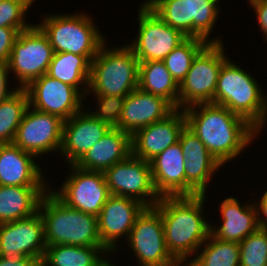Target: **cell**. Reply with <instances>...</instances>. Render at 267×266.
I'll list each match as a JSON object with an SVG mask.
<instances>
[{
  "instance_id": "obj_1",
  "label": "cell",
  "mask_w": 267,
  "mask_h": 266,
  "mask_svg": "<svg viewBox=\"0 0 267 266\" xmlns=\"http://www.w3.org/2000/svg\"><path fill=\"white\" fill-rule=\"evenodd\" d=\"M186 126L222 165L239 158L258 139L255 127L228 108L213 103L184 109Z\"/></svg>"
},
{
  "instance_id": "obj_2",
  "label": "cell",
  "mask_w": 267,
  "mask_h": 266,
  "mask_svg": "<svg viewBox=\"0 0 267 266\" xmlns=\"http://www.w3.org/2000/svg\"><path fill=\"white\" fill-rule=\"evenodd\" d=\"M206 199V195L161 197L154 206L162 217L167 250L177 262H189L210 234L211 222L203 211Z\"/></svg>"
},
{
  "instance_id": "obj_3",
  "label": "cell",
  "mask_w": 267,
  "mask_h": 266,
  "mask_svg": "<svg viewBox=\"0 0 267 266\" xmlns=\"http://www.w3.org/2000/svg\"><path fill=\"white\" fill-rule=\"evenodd\" d=\"M107 41L90 63L86 94V97L94 95L95 107L103 109H110L117 101L124 99L138 88L139 83L140 62L131 47L128 44L112 47Z\"/></svg>"
},
{
  "instance_id": "obj_4",
  "label": "cell",
  "mask_w": 267,
  "mask_h": 266,
  "mask_svg": "<svg viewBox=\"0 0 267 266\" xmlns=\"http://www.w3.org/2000/svg\"><path fill=\"white\" fill-rule=\"evenodd\" d=\"M38 211L44 223L46 246L104 247L97 217L66 206L50 189L42 197Z\"/></svg>"
},
{
  "instance_id": "obj_5",
  "label": "cell",
  "mask_w": 267,
  "mask_h": 266,
  "mask_svg": "<svg viewBox=\"0 0 267 266\" xmlns=\"http://www.w3.org/2000/svg\"><path fill=\"white\" fill-rule=\"evenodd\" d=\"M74 13L49 12L36 25L47 36L54 53L83 55L91 62L107 37L95 25L92 15L85 11Z\"/></svg>"
},
{
  "instance_id": "obj_6",
  "label": "cell",
  "mask_w": 267,
  "mask_h": 266,
  "mask_svg": "<svg viewBox=\"0 0 267 266\" xmlns=\"http://www.w3.org/2000/svg\"><path fill=\"white\" fill-rule=\"evenodd\" d=\"M246 70L230 58L222 65L213 104L228 108L256 127L263 118L267 92L263 91L255 76Z\"/></svg>"
},
{
  "instance_id": "obj_7",
  "label": "cell",
  "mask_w": 267,
  "mask_h": 266,
  "mask_svg": "<svg viewBox=\"0 0 267 266\" xmlns=\"http://www.w3.org/2000/svg\"><path fill=\"white\" fill-rule=\"evenodd\" d=\"M224 43H208L193 59L179 85V109L213 103L222 65L230 58Z\"/></svg>"
},
{
  "instance_id": "obj_8",
  "label": "cell",
  "mask_w": 267,
  "mask_h": 266,
  "mask_svg": "<svg viewBox=\"0 0 267 266\" xmlns=\"http://www.w3.org/2000/svg\"><path fill=\"white\" fill-rule=\"evenodd\" d=\"M86 107L64 121L59 152L64 163L75 165L113 126L110 109Z\"/></svg>"
},
{
  "instance_id": "obj_9",
  "label": "cell",
  "mask_w": 267,
  "mask_h": 266,
  "mask_svg": "<svg viewBox=\"0 0 267 266\" xmlns=\"http://www.w3.org/2000/svg\"><path fill=\"white\" fill-rule=\"evenodd\" d=\"M53 54L47 36L35 23L19 32L7 63L13 79H17V87L25 88L34 79L45 75Z\"/></svg>"
},
{
  "instance_id": "obj_10",
  "label": "cell",
  "mask_w": 267,
  "mask_h": 266,
  "mask_svg": "<svg viewBox=\"0 0 267 266\" xmlns=\"http://www.w3.org/2000/svg\"><path fill=\"white\" fill-rule=\"evenodd\" d=\"M138 9V32L131 43L127 44L139 62L163 61L174 48L188 38L166 24L144 1Z\"/></svg>"
},
{
  "instance_id": "obj_11",
  "label": "cell",
  "mask_w": 267,
  "mask_h": 266,
  "mask_svg": "<svg viewBox=\"0 0 267 266\" xmlns=\"http://www.w3.org/2000/svg\"><path fill=\"white\" fill-rule=\"evenodd\" d=\"M69 174L58 190L50 191L66 206L98 217L110 196L103 172L84 170L69 165Z\"/></svg>"
},
{
  "instance_id": "obj_12",
  "label": "cell",
  "mask_w": 267,
  "mask_h": 266,
  "mask_svg": "<svg viewBox=\"0 0 267 266\" xmlns=\"http://www.w3.org/2000/svg\"><path fill=\"white\" fill-rule=\"evenodd\" d=\"M139 266H172L177 261L168 252L161 214L146 207L136 218L125 242Z\"/></svg>"
},
{
  "instance_id": "obj_13",
  "label": "cell",
  "mask_w": 267,
  "mask_h": 266,
  "mask_svg": "<svg viewBox=\"0 0 267 266\" xmlns=\"http://www.w3.org/2000/svg\"><path fill=\"white\" fill-rule=\"evenodd\" d=\"M110 195L130 197L154 207L161 197L155 190L149 161L130 154L104 172Z\"/></svg>"
},
{
  "instance_id": "obj_14",
  "label": "cell",
  "mask_w": 267,
  "mask_h": 266,
  "mask_svg": "<svg viewBox=\"0 0 267 266\" xmlns=\"http://www.w3.org/2000/svg\"><path fill=\"white\" fill-rule=\"evenodd\" d=\"M64 120L60 117L28 107L17 128L13 144L23 151L41 156L59 155L62 145Z\"/></svg>"
},
{
  "instance_id": "obj_15",
  "label": "cell",
  "mask_w": 267,
  "mask_h": 266,
  "mask_svg": "<svg viewBox=\"0 0 267 266\" xmlns=\"http://www.w3.org/2000/svg\"><path fill=\"white\" fill-rule=\"evenodd\" d=\"M175 108L163 97L136 88L111 108L113 126L132 136L137 130L161 121Z\"/></svg>"
},
{
  "instance_id": "obj_16",
  "label": "cell",
  "mask_w": 267,
  "mask_h": 266,
  "mask_svg": "<svg viewBox=\"0 0 267 266\" xmlns=\"http://www.w3.org/2000/svg\"><path fill=\"white\" fill-rule=\"evenodd\" d=\"M24 89L30 107L56 115L64 121L85 108V97L76 88L47 74L34 79Z\"/></svg>"
},
{
  "instance_id": "obj_17",
  "label": "cell",
  "mask_w": 267,
  "mask_h": 266,
  "mask_svg": "<svg viewBox=\"0 0 267 266\" xmlns=\"http://www.w3.org/2000/svg\"><path fill=\"white\" fill-rule=\"evenodd\" d=\"M145 208L140 201L130 197H108L97 217L98 232L102 245L110 253H114V258L121 250L119 245L122 241H127L136 218Z\"/></svg>"
},
{
  "instance_id": "obj_18",
  "label": "cell",
  "mask_w": 267,
  "mask_h": 266,
  "mask_svg": "<svg viewBox=\"0 0 267 266\" xmlns=\"http://www.w3.org/2000/svg\"><path fill=\"white\" fill-rule=\"evenodd\" d=\"M178 141L185 157V196L206 195L212 177L223 166L186 125L181 130Z\"/></svg>"
},
{
  "instance_id": "obj_19",
  "label": "cell",
  "mask_w": 267,
  "mask_h": 266,
  "mask_svg": "<svg viewBox=\"0 0 267 266\" xmlns=\"http://www.w3.org/2000/svg\"><path fill=\"white\" fill-rule=\"evenodd\" d=\"M45 231L39 213L0 224V256H26L43 259L46 250Z\"/></svg>"
},
{
  "instance_id": "obj_20",
  "label": "cell",
  "mask_w": 267,
  "mask_h": 266,
  "mask_svg": "<svg viewBox=\"0 0 267 266\" xmlns=\"http://www.w3.org/2000/svg\"><path fill=\"white\" fill-rule=\"evenodd\" d=\"M185 125L184 110L175 109L165 119L141 128L131 136V154L145 161L152 160L178 142Z\"/></svg>"
},
{
  "instance_id": "obj_21",
  "label": "cell",
  "mask_w": 267,
  "mask_h": 266,
  "mask_svg": "<svg viewBox=\"0 0 267 266\" xmlns=\"http://www.w3.org/2000/svg\"><path fill=\"white\" fill-rule=\"evenodd\" d=\"M36 160L34 155L13 143L0 144V186L51 185Z\"/></svg>"
},
{
  "instance_id": "obj_22",
  "label": "cell",
  "mask_w": 267,
  "mask_h": 266,
  "mask_svg": "<svg viewBox=\"0 0 267 266\" xmlns=\"http://www.w3.org/2000/svg\"><path fill=\"white\" fill-rule=\"evenodd\" d=\"M234 196H226L219 204L220 225L211 223L210 233L219 240L240 243L259 227L254 202L240 203Z\"/></svg>"
},
{
  "instance_id": "obj_23",
  "label": "cell",
  "mask_w": 267,
  "mask_h": 266,
  "mask_svg": "<svg viewBox=\"0 0 267 266\" xmlns=\"http://www.w3.org/2000/svg\"><path fill=\"white\" fill-rule=\"evenodd\" d=\"M149 162L155 190L160 197L185 196V157L179 141Z\"/></svg>"
},
{
  "instance_id": "obj_24",
  "label": "cell",
  "mask_w": 267,
  "mask_h": 266,
  "mask_svg": "<svg viewBox=\"0 0 267 266\" xmlns=\"http://www.w3.org/2000/svg\"><path fill=\"white\" fill-rule=\"evenodd\" d=\"M130 154L131 136L112 126L75 165L84 170L104 172Z\"/></svg>"
},
{
  "instance_id": "obj_25",
  "label": "cell",
  "mask_w": 267,
  "mask_h": 266,
  "mask_svg": "<svg viewBox=\"0 0 267 266\" xmlns=\"http://www.w3.org/2000/svg\"><path fill=\"white\" fill-rule=\"evenodd\" d=\"M50 186H0V224L30 217Z\"/></svg>"
},
{
  "instance_id": "obj_26",
  "label": "cell",
  "mask_w": 267,
  "mask_h": 266,
  "mask_svg": "<svg viewBox=\"0 0 267 266\" xmlns=\"http://www.w3.org/2000/svg\"><path fill=\"white\" fill-rule=\"evenodd\" d=\"M90 63L83 55L58 52L53 54L46 74L76 88L86 98Z\"/></svg>"
},
{
  "instance_id": "obj_27",
  "label": "cell",
  "mask_w": 267,
  "mask_h": 266,
  "mask_svg": "<svg viewBox=\"0 0 267 266\" xmlns=\"http://www.w3.org/2000/svg\"><path fill=\"white\" fill-rule=\"evenodd\" d=\"M138 88L163 97L175 109H179V84L163 61L140 62Z\"/></svg>"
},
{
  "instance_id": "obj_28",
  "label": "cell",
  "mask_w": 267,
  "mask_h": 266,
  "mask_svg": "<svg viewBox=\"0 0 267 266\" xmlns=\"http://www.w3.org/2000/svg\"><path fill=\"white\" fill-rule=\"evenodd\" d=\"M109 254L105 247L47 246L42 263L45 266H97Z\"/></svg>"
},
{
  "instance_id": "obj_29",
  "label": "cell",
  "mask_w": 267,
  "mask_h": 266,
  "mask_svg": "<svg viewBox=\"0 0 267 266\" xmlns=\"http://www.w3.org/2000/svg\"><path fill=\"white\" fill-rule=\"evenodd\" d=\"M188 264L189 266H240L239 243L219 240L210 233Z\"/></svg>"
},
{
  "instance_id": "obj_30",
  "label": "cell",
  "mask_w": 267,
  "mask_h": 266,
  "mask_svg": "<svg viewBox=\"0 0 267 266\" xmlns=\"http://www.w3.org/2000/svg\"><path fill=\"white\" fill-rule=\"evenodd\" d=\"M220 0H189L190 38H200L207 43H223L221 37H212L218 21L221 6Z\"/></svg>"
},
{
  "instance_id": "obj_31",
  "label": "cell",
  "mask_w": 267,
  "mask_h": 266,
  "mask_svg": "<svg viewBox=\"0 0 267 266\" xmlns=\"http://www.w3.org/2000/svg\"><path fill=\"white\" fill-rule=\"evenodd\" d=\"M28 107V94L24 88H18L14 94L0 103V144L13 143L17 128Z\"/></svg>"
},
{
  "instance_id": "obj_32",
  "label": "cell",
  "mask_w": 267,
  "mask_h": 266,
  "mask_svg": "<svg viewBox=\"0 0 267 266\" xmlns=\"http://www.w3.org/2000/svg\"><path fill=\"white\" fill-rule=\"evenodd\" d=\"M207 44L200 38H187L164 58L165 67L179 85L185 79L193 59Z\"/></svg>"
},
{
  "instance_id": "obj_33",
  "label": "cell",
  "mask_w": 267,
  "mask_h": 266,
  "mask_svg": "<svg viewBox=\"0 0 267 266\" xmlns=\"http://www.w3.org/2000/svg\"><path fill=\"white\" fill-rule=\"evenodd\" d=\"M166 24L190 38L189 0H143Z\"/></svg>"
},
{
  "instance_id": "obj_34",
  "label": "cell",
  "mask_w": 267,
  "mask_h": 266,
  "mask_svg": "<svg viewBox=\"0 0 267 266\" xmlns=\"http://www.w3.org/2000/svg\"><path fill=\"white\" fill-rule=\"evenodd\" d=\"M240 266H267V229L258 228L239 243Z\"/></svg>"
},
{
  "instance_id": "obj_35",
  "label": "cell",
  "mask_w": 267,
  "mask_h": 266,
  "mask_svg": "<svg viewBox=\"0 0 267 266\" xmlns=\"http://www.w3.org/2000/svg\"><path fill=\"white\" fill-rule=\"evenodd\" d=\"M36 0H3L0 2V27L16 28L19 32L29 29L27 12Z\"/></svg>"
},
{
  "instance_id": "obj_36",
  "label": "cell",
  "mask_w": 267,
  "mask_h": 266,
  "mask_svg": "<svg viewBox=\"0 0 267 266\" xmlns=\"http://www.w3.org/2000/svg\"><path fill=\"white\" fill-rule=\"evenodd\" d=\"M19 31L12 27H0V63H8L14 41Z\"/></svg>"
},
{
  "instance_id": "obj_37",
  "label": "cell",
  "mask_w": 267,
  "mask_h": 266,
  "mask_svg": "<svg viewBox=\"0 0 267 266\" xmlns=\"http://www.w3.org/2000/svg\"><path fill=\"white\" fill-rule=\"evenodd\" d=\"M257 19L260 32L265 42H267V0H247Z\"/></svg>"
},
{
  "instance_id": "obj_38",
  "label": "cell",
  "mask_w": 267,
  "mask_h": 266,
  "mask_svg": "<svg viewBox=\"0 0 267 266\" xmlns=\"http://www.w3.org/2000/svg\"><path fill=\"white\" fill-rule=\"evenodd\" d=\"M10 72L8 69L7 63H0V103L9 98L12 94H14L18 87L13 86L14 88L10 89L9 78Z\"/></svg>"
},
{
  "instance_id": "obj_39",
  "label": "cell",
  "mask_w": 267,
  "mask_h": 266,
  "mask_svg": "<svg viewBox=\"0 0 267 266\" xmlns=\"http://www.w3.org/2000/svg\"><path fill=\"white\" fill-rule=\"evenodd\" d=\"M42 259L17 256L14 258H4L0 256V266H40Z\"/></svg>"
},
{
  "instance_id": "obj_40",
  "label": "cell",
  "mask_w": 267,
  "mask_h": 266,
  "mask_svg": "<svg viewBox=\"0 0 267 266\" xmlns=\"http://www.w3.org/2000/svg\"><path fill=\"white\" fill-rule=\"evenodd\" d=\"M258 201L254 199V205L257 210V224L261 229H267V188L266 191L261 195V197H257Z\"/></svg>"
},
{
  "instance_id": "obj_41",
  "label": "cell",
  "mask_w": 267,
  "mask_h": 266,
  "mask_svg": "<svg viewBox=\"0 0 267 266\" xmlns=\"http://www.w3.org/2000/svg\"><path fill=\"white\" fill-rule=\"evenodd\" d=\"M264 126L265 127L267 126V94L265 95V108H264V112H263V118H262L261 122L255 127V132H256L258 139L260 138L259 136H261V133L265 128Z\"/></svg>"
},
{
  "instance_id": "obj_42",
  "label": "cell",
  "mask_w": 267,
  "mask_h": 266,
  "mask_svg": "<svg viewBox=\"0 0 267 266\" xmlns=\"http://www.w3.org/2000/svg\"><path fill=\"white\" fill-rule=\"evenodd\" d=\"M110 255H114V253L109 254L101 263H99L97 266H116V264H114L115 262L113 261L114 259H110ZM113 262V263H112Z\"/></svg>"
},
{
  "instance_id": "obj_43",
  "label": "cell",
  "mask_w": 267,
  "mask_h": 266,
  "mask_svg": "<svg viewBox=\"0 0 267 266\" xmlns=\"http://www.w3.org/2000/svg\"><path fill=\"white\" fill-rule=\"evenodd\" d=\"M172 266H189L188 262H176Z\"/></svg>"
}]
</instances>
